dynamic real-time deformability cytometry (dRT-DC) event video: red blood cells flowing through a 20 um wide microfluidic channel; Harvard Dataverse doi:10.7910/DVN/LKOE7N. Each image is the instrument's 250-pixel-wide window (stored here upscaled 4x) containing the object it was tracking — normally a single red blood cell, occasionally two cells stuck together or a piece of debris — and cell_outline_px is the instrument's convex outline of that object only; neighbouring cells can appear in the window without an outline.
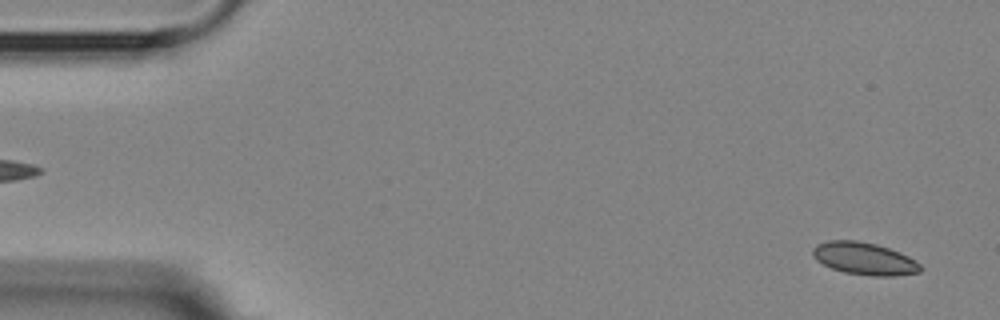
{"species": "Egyptian fruit bat (a non-hibernating species)", "species_latin": "Rousettus aegyptiacus", "temperature_condition": "room temperature", "stored_images_in_passage": 56, "camera_frame_rate_fps": 3000, "um_per_image_px": 0.085, "animal": {"sex": "female"}, "frame": {"image": 1, "passage_image": 2, "time_ms": 0.333, "image_size_px": [1000, 320], "cell_outline_px": [[924, 268], [920, 272], [892, 276], [872, 276], [844, 272], [832, 268], [816, 260], [812, 256], [812, 248], [816, 244], [828, 240], [856, 240], [876, 244], [900, 252], [916, 260]], "centroid_in_image_um": [73.47, 21.97], "position_along_channel_um": 11.5, "area_um2": 20.46}}
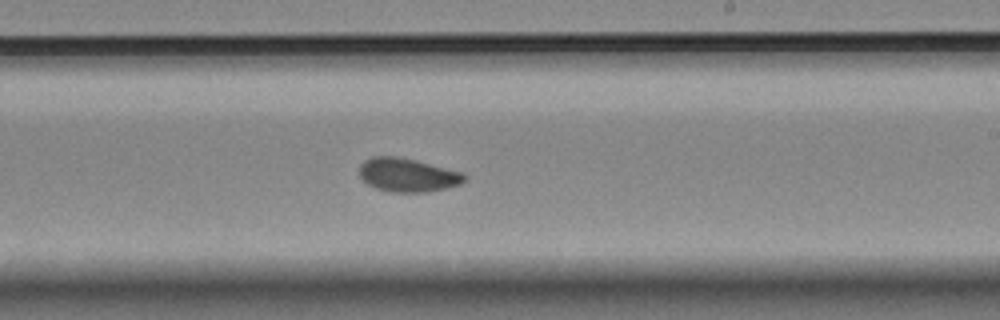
{"frame": {"image": 2, "passage_image": 32, "time_ms": 10.333, "image_size_px": [1000, 320], "cell_outline_px": [[468, 180], [460, 184], [448, 188], [428, 192], [392, 192], [376, 188], [368, 184], [360, 176], [360, 164], [364, 160], [372, 156], [396, 156], [416, 160], [460, 172], [468, 176]], "centroid_in_image_um": [34.67, 14.88], "position_along_channel_um": 254.3, "area_um2": 20.63}}
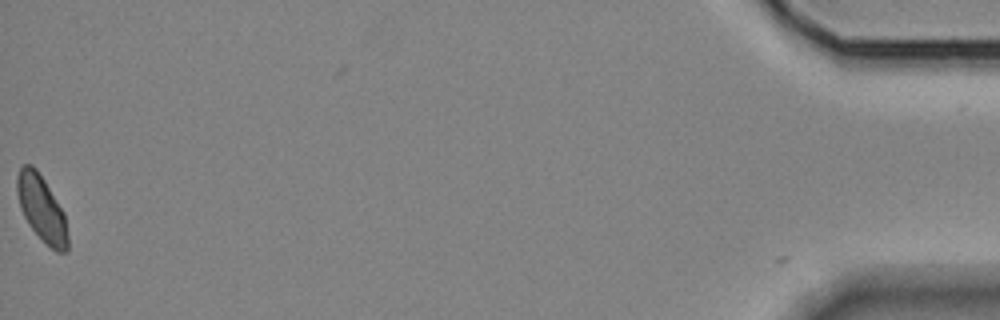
{"frame": {"image": 3, "passage_image": 55, "time_ms": 18.0, "image_size_px": [1000, 320], "cell_outline_px": [[68, 252], [56, 252], [28, 224], [20, 208], [16, 192], [16, 176], [20, 168], [24, 164], [32, 164], [36, 168], [44, 180], [64, 212], [68, 236]], "centroid_in_image_um": [3.53, 17.7], "position_along_channel_um": 431.7, "area_um2": 19.36}, "authors_computed_cell_mechanics": {"area_um2": 20.2011, "velocity_mm_per_s": 3.5816, "shape_relaxation_time_tau1_ms": 5.9995, "shape_relaxation_time_tau2_ms": 1.7967, "deformation_change_tau1": 0.0942, "deformation_change_tau2": 0.0585}}